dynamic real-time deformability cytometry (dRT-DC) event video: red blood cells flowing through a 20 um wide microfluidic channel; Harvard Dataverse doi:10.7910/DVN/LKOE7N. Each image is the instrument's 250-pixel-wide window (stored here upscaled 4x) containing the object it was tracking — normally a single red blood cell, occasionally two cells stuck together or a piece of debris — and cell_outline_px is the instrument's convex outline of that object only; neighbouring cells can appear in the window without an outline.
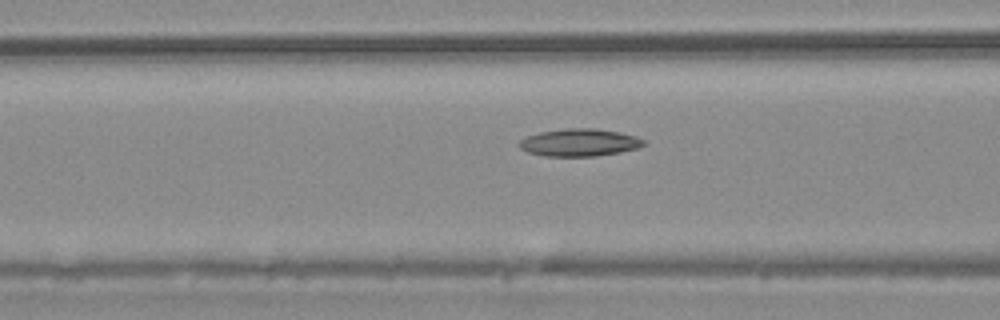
{"species": "common noctule bat (a hibernating species)", "species_latin": "Nyctalus noctula", "temperature_condition": "warm", "stored_images_in_passage": 27, "camera_frame_rate_fps": 3000, "um_per_image_px": 0.085, "animal": {"sex": "male", "body_mass_g": 20.4}, "frame": {"image": 1, "passage_image": 5, "time_ms": 1.333, "image_size_px": [1000, 320], "cell_outline_px": [[644, 144], [636, 148], [620, 152], [596, 156], [544, 156], [528, 152], [520, 148], [520, 140], [528, 136], [540, 132], [564, 128], [596, 128], [620, 132], [636, 136], [644, 140]], "centroid_in_image_um": [49.25, 12.11], "position_along_channel_um": 117.3, "area_um2": 19.83}}
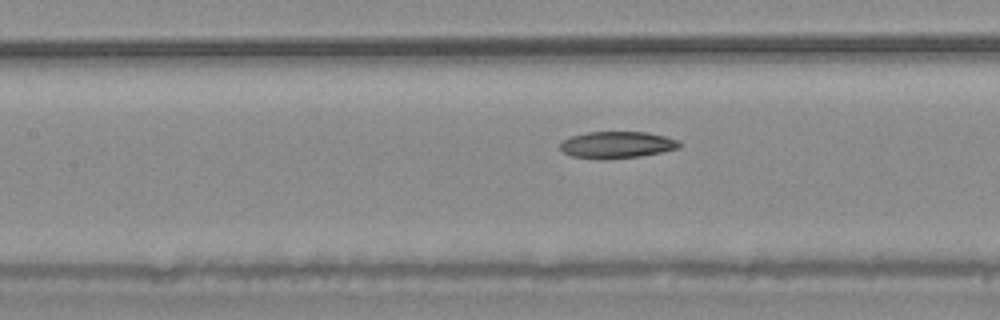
{"frame": {"image": 2, "passage_image": 8, "time_ms": 2.333, "image_size_px": [1000, 320], "cell_outline_px": [[680, 148], [640, 156], [600, 160], [572, 156], [564, 152], [560, 148], [560, 140], [572, 136], [588, 132], [644, 132], [664, 136], [680, 140]], "centroid_in_image_um": [52.41, 12.31], "position_along_channel_um": 155.0, "area_um2": 18.61}}
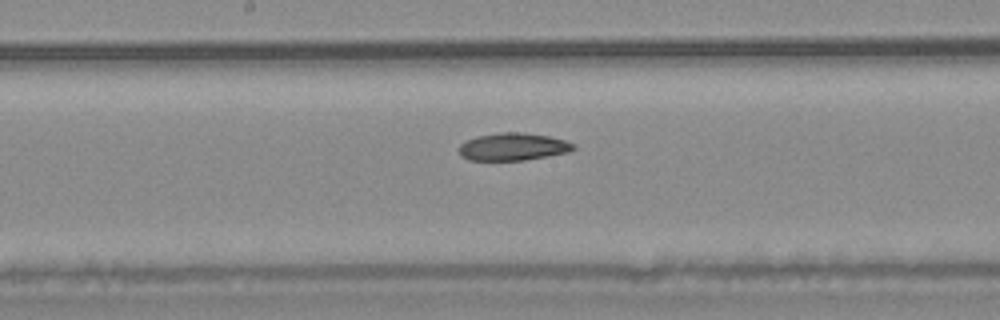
{"frame": {"image": 3, "passage_image": 12, "time_ms": 3.667, "image_size_px": [1000, 320], "cell_outline_px": [[576, 148], [568, 152], [548, 156], [524, 160], [468, 160], [460, 156], [460, 144], [464, 140], [476, 136], [500, 132], [520, 132], [548, 136], [564, 140], [576, 144]], "centroid_in_image_um": [43.59, 12.47], "position_along_channel_um": 204.6, "area_um2": 18.44}}